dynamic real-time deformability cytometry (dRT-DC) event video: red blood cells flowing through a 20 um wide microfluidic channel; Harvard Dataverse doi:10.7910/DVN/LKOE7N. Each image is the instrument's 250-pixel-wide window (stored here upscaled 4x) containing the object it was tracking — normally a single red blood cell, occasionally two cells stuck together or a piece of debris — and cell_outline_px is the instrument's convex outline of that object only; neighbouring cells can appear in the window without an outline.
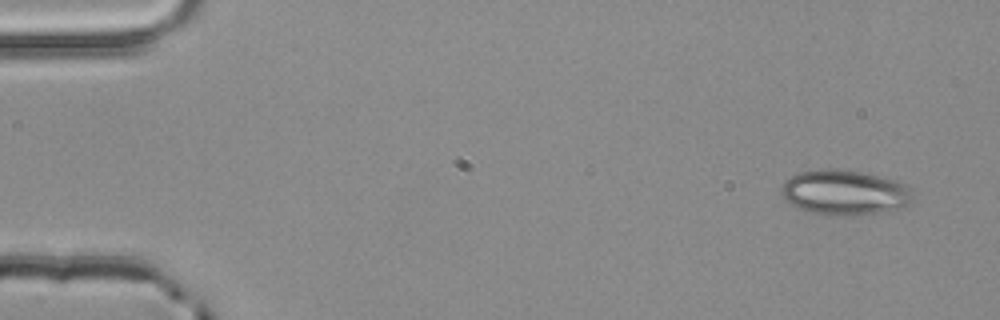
{"species": "common noctule bat (a hibernating species)", "species_latin": "Nyctalus noctula", "temperature_condition": "room temperature", "stored_images_in_passage": 3, "camera_frame_rate_fps": 3000, "um_per_image_px": 0.085, "animal": {"sex": "male", "body_mass_g": 20.4}, "frame": {"image": 1, "passage_image": 1, "time_ms": 0.0, "image_size_px": [1000, 320], "cell_outline_px": [[912, 200], [908, 204], [900, 208], [852, 216], [840, 216], [804, 212], [784, 200], [780, 192], [780, 188], [792, 176], [800, 172], [828, 168], [832, 168], [860, 172], [896, 180], [908, 184], [912, 196]], "centroid_in_image_um": [71.76, 16.37], "position_along_channel_um": 13.2, "area_um2": 34.56}}